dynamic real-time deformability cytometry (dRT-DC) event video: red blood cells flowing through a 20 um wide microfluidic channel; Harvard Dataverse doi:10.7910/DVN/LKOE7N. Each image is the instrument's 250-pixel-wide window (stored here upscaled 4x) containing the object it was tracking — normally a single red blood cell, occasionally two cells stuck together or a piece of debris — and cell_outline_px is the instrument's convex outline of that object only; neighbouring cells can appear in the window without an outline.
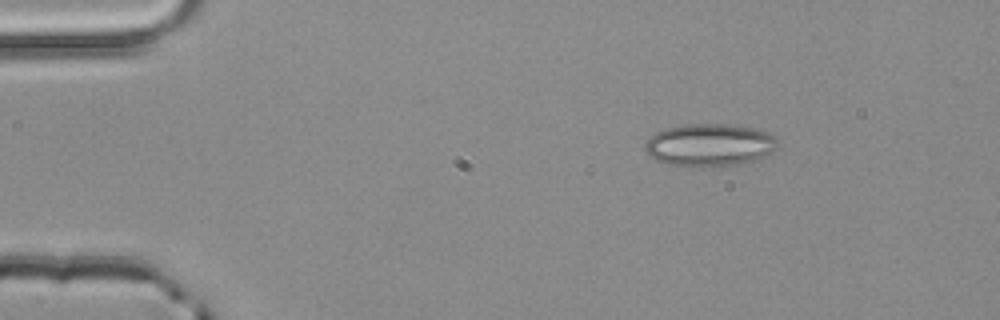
{"species": "common noctule bat (a hibernating species)", "species_latin": "Nyctalus noctula", "temperature_condition": "room temperature", "stored_images_in_passage": 5, "camera_frame_rate_fps": 3000, "um_per_image_px": 0.085, "animal": {"sex": "male", "body_mass_g": 20.4}, "frame": {"image": 1, "passage_image": 5, "time_ms": 1.333, "image_size_px": [1000, 320], "cell_outline_px": [[776, 148], [756, 160], [716, 168], [704, 168], [668, 164], [656, 160], [648, 156], [644, 148], [644, 144], [656, 132], [668, 128], [684, 124], [728, 124], [752, 128], [768, 132], [776, 140]], "centroid_in_image_um": [60.27, 12.35], "position_along_channel_um": 24.7, "area_um2": 33.0}}